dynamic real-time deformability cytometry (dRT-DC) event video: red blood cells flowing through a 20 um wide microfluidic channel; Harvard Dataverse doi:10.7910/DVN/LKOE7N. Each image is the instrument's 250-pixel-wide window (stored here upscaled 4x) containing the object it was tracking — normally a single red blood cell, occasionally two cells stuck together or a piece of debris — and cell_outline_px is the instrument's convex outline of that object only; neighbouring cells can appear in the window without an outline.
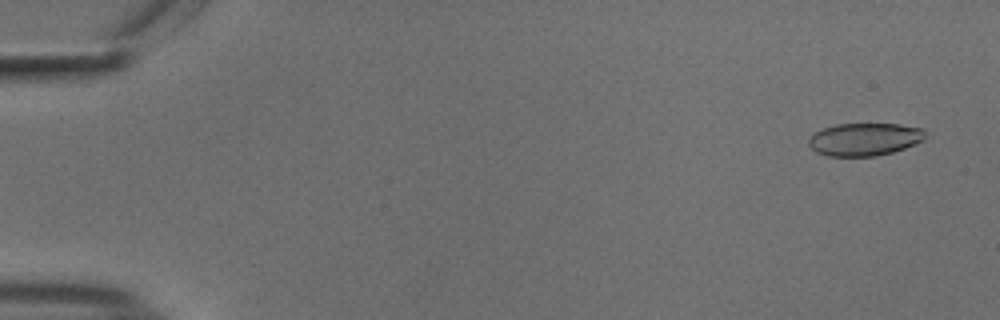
{"species": "common noctule bat (a hibernating species)", "species_latin": "Nyctalus noctula", "temperature_condition": "cold", "stored_images_in_passage": 17, "camera_frame_rate_fps": 3000, "um_per_image_px": 0.085, "animal": {"sex": "male", "body_mass_g": 18.8}, "frame": {"image": 1, "passage_image": 3, "time_ms": 0.667, "image_size_px": [1000, 320], "cell_outline_px": [[924, 140], [904, 148], [892, 152], [876, 156], [828, 156], [816, 152], [808, 144], [808, 136], [824, 128], [836, 124], [900, 124], [924, 128]], "centroid_in_image_um": [73.47, 11.84], "position_along_channel_um": 11.5, "area_um2": 22.25}}
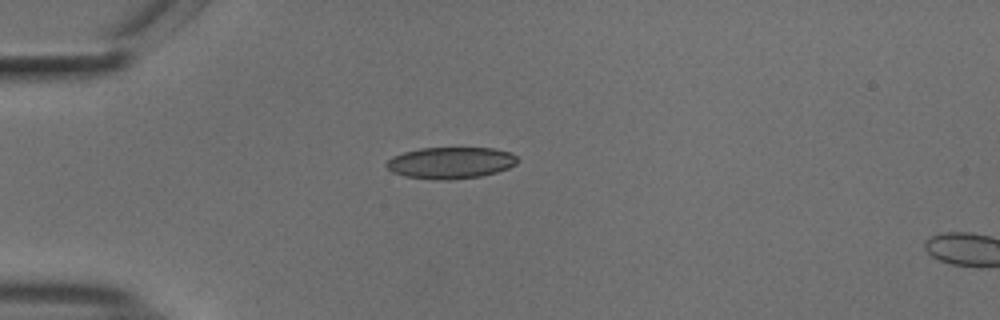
{"frame": {"image": 2, "passage_image": 15, "time_ms": 4.667, "image_size_px": [1000, 320], "cell_outline_px": [[520, 160], [516, 164], [508, 168], [496, 172], [480, 176], [452, 180], [440, 180], [404, 176], [392, 172], [384, 164], [392, 156], [404, 152], [420, 148], [492, 148], [512, 152]], "centroid_in_image_um": [38.31, 13.84], "position_along_channel_um": 46.7, "area_um2": 24.22}}